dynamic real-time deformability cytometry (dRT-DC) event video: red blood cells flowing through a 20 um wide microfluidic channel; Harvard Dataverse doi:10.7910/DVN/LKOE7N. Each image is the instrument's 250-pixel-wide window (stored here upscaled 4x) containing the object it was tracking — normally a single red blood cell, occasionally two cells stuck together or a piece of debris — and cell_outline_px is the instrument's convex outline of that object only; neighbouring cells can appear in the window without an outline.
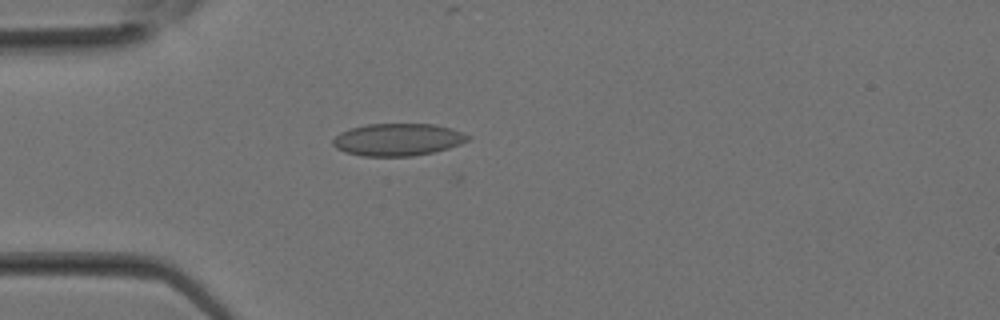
{"species": "Egyptian fruit bat (a non-hibernating species)", "species_latin": "Rousettus aegyptiacus", "temperature_condition": "room temperature", "stored_images_in_passage": 34, "camera_frame_rate_fps": 3000, "um_per_image_px": 0.085, "animal": {"sex": "female"}, "frame": {"image": 1, "passage_image": 11, "time_ms": 3.333, "image_size_px": [1000, 320], "cell_outline_px": [[472, 136], [468, 140], [460, 144], [448, 148], [432, 152], [412, 156], [360, 156], [344, 152], [336, 148], [332, 144], [332, 140], [340, 132], [352, 128], [368, 124], [432, 124], [452, 128]], "centroid_in_image_um": [33.8, 11.87], "position_along_channel_um": 51.2, "area_um2": 25.43}}
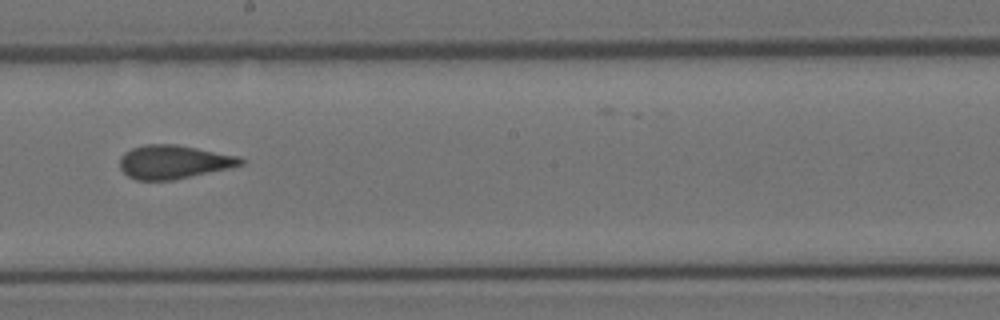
{"frame": {"image": 2, "passage_image": 20, "time_ms": 6.333, "image_size_px": [1000, 320], "cell_outline_px": [[244, 164], [232, 168], [172, 180], [136, 180], [128, 176], [120, 168], [120, 156], [124, 152], [132, 148], [144, 144], [176, 144], [240, 156], [244, 160]], "centroid_in_image_um": [14.78, 13.76], "position_along_channel_um": 233.4, "area_um2": 23.87}}
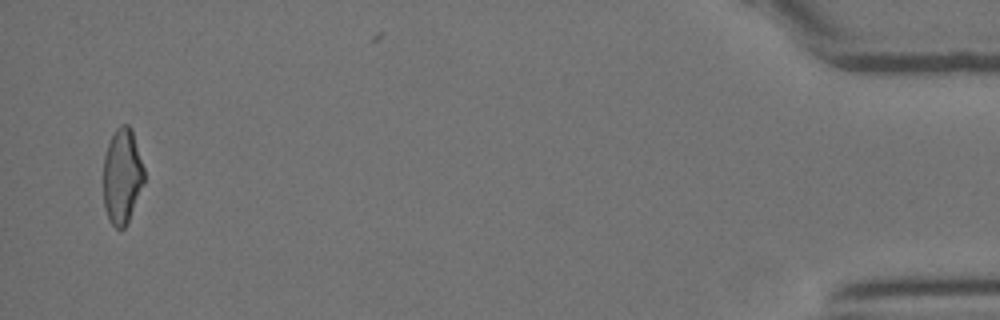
{"frame": {"image": 3, "passage_image": 33, "time_ms": 10.667, "image_size_px": [1000, 320], "cell_outline_px": [[144, 180], [128, 224], [124, 228], [116, 228], [112, 224], [104, 208], [104, 156], [108, 144], [116, 128], [120, 124], [128, 124], [132, 128], [144, 168]], "centroid_in_image_um": [10.39, 14.96], "position_along_channel_um": 424.8, "area_um2": 22.6}}